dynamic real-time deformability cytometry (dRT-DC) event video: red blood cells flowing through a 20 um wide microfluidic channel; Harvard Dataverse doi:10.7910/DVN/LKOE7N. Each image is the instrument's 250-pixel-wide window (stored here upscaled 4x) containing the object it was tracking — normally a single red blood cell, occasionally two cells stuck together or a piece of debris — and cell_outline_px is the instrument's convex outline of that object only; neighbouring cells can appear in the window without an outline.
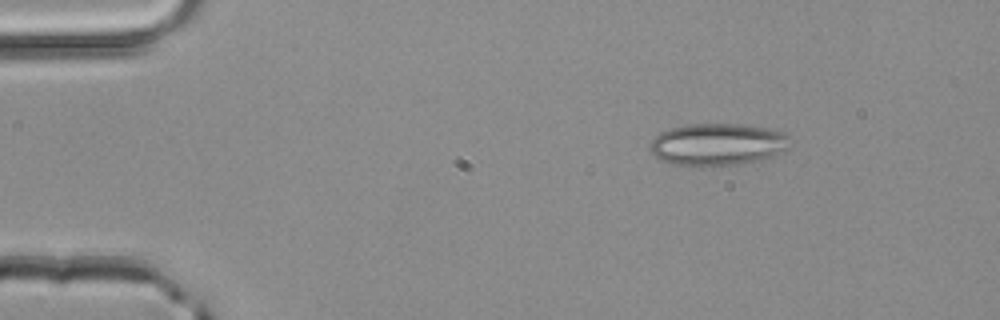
{"species": "common noctule bat (a hibernating species)", "species_latin": "Nyctalus noctula", "temperature_condition": "room temperature", "stored_images_in_passage": 44, "camera_frame_rate_fps": 3000, "um_per_image_px": 0.085, "animal": {"sex": "male", "body_mass_g": 20.4}, "frame": {"image": 1, "passage_image": 2, "time_ms": 0.333, "image_size_px": [1000, 320], "cell_outline_px": [[792, 144], [788, 148], [764, 160], [740, 164], [704, 168], [700, 168], [672, 164], [660, 160], [652, 152], [652, 136], [668, 128], [688, 124], [740, 124], [772, 128], [784, 132], [788, 136]], "centroid_in_image_um": [61.01, 12.29], "position_along_channel_um": 24.0, "area_um2": 35.32}}
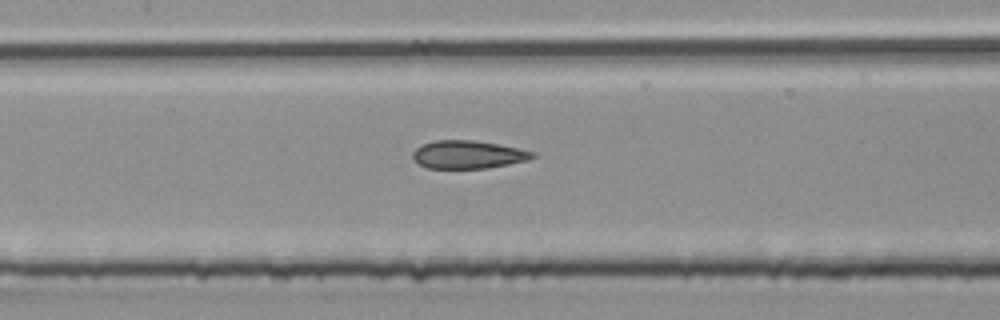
{"frame": {"image": 2, "passage_image": 18, "time_ms": 5.667, "image_size_px": [1000, 320], "cell_outline_px": [[536, 156], [528, 160], [488, 168], [428, 168], [420, 164], [412, 156], [412, 152], [416, 148], [424, 144], [436, 140], [472, 140], [496, 144], [536, 152]], "centroid_in_image_um": [39.79, 13.14], "position_along_channel_um": 167.6, "area_um2": 19.31}}
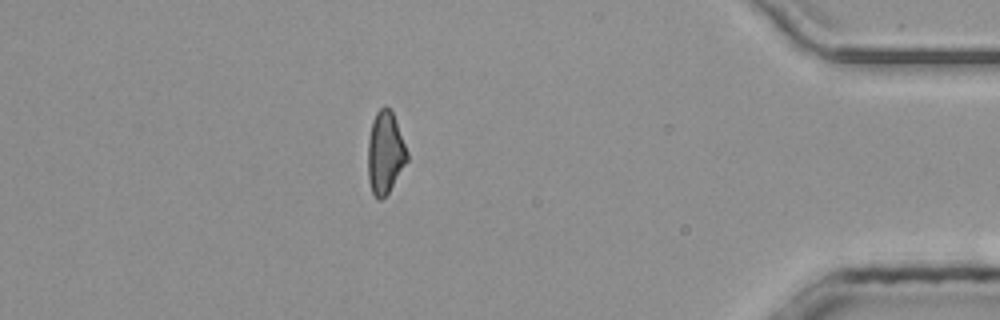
{"frame": {"image": 3, "passage_image": 38, "time_ms": 12.333, "image_size_px": [1000, 320], "cell_outline_px": [[408, 160], [388, 192], [380, 200], [372, 192], [368, 180], [368, 140], [372, 120], [376, 112], [384, 104], [392, 112], [396, 120], [408, 152]], "centroid_in_image_um": [32.73, 12.94], "position_along_channel_um": 402.5, "area_um2": 18.73}, "authors_computed_cell_mechanics": {"area_um2": 19.941, "velocity_mm_per_s": 4.1946, "shape_relaxation_time_tau1_ms": 8.3804, "shape_relaxation_time_tau2_ms": 2.1579, "deformation_change_tau1": 0.1481, "deformation_change_tau2": 0.115}}